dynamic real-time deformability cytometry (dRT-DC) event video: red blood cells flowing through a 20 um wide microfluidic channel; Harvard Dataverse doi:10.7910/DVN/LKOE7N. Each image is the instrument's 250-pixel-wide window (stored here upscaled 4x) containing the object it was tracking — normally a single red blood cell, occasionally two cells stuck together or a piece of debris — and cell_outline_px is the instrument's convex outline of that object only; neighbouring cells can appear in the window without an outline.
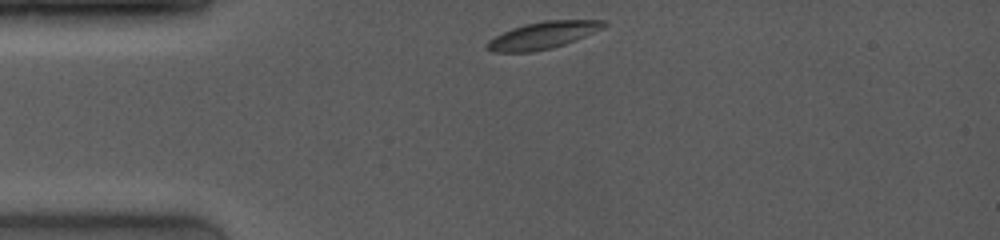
{"species": "common noctule bat (a hibernating species)", "species_latin": "Nyctalus noctula", "temperature_condition": "room temperature", "stored_images_in_passage": 23, "camera_frame_rate_fps": 4000, "um_per_image_px": 0.085, "animal": {"sex": "female", "body_mass_g": 19.0, "forearm_length_mm": 53.3}, "frame": {"image": 1, "passage_image": 1, "time_ms": 0.0, "image_size_px": [1000, 240], "cell_outline_px": [[608, 24], [604, 28], [576, 40], [552, 48], [536, 52], [492, 52], [484, 48], [484, 44], [488, 40], [512, 28], [524, 24], [544, 20], [604, 20]], "centroid_in_image_um": [46.13, 3.01], "position_along_channel_um": 38.9, "area_um2": 18.61}}
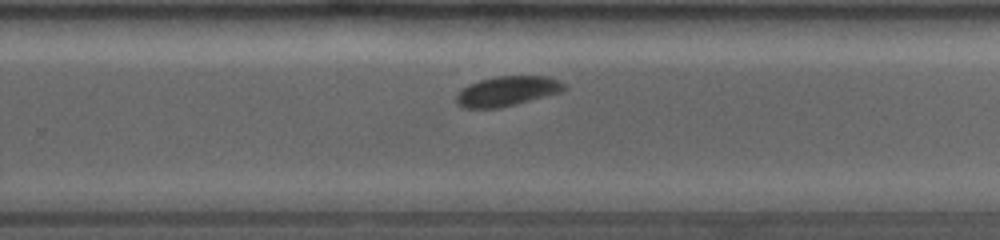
{"frame": {"image": 2, "passage_image": 15, "time_ms": 7.0, "image_size_px": [1000, 240], "cell_outline_px": [[568, 88], [564, 92], [500, 108], [464, 108], [456, 104], [456, 96], [468, 84], [480, 80], [496, 76], [548, 76], [560, 80]], "centroid_in_image_um": [43.16, 7.75], "position_along_channel_um": 286.6, "area_um2": 18.96}}
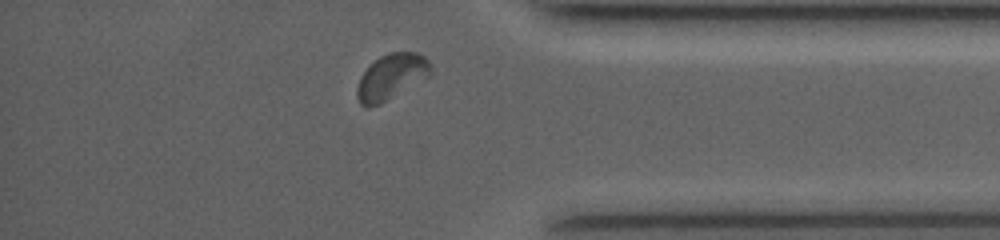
{"frame": {"image": 3, "passage_image": 21, "time_ms": 10.0, "image_size_px": [1000, 240], "cell_outline_px": [[432, 72], [428, 76], [380, 104], [368, 108], [364, 108], [360, 104], [356, 96], [356, 88], [360, 76], [380, 56], [388, 52], [416, 52], [424, 56], [432, 64]], "centroid_in_image_um": [33.24, 6.53], "position_along_channel_um": 402.0, "area_um2": 19.48}, "authors_computed_cell_mechanics": {"area_um2": 19.3052, "velocity_mm_per_s": 3.9777, "shape_relaxation_time_tau1_ms": 1.9314, "shape_relaxation_time_tau2_ms": 2.9786, "deformation_change_tau1": 0.0685, "deformation_change_tau2": 0.029}}